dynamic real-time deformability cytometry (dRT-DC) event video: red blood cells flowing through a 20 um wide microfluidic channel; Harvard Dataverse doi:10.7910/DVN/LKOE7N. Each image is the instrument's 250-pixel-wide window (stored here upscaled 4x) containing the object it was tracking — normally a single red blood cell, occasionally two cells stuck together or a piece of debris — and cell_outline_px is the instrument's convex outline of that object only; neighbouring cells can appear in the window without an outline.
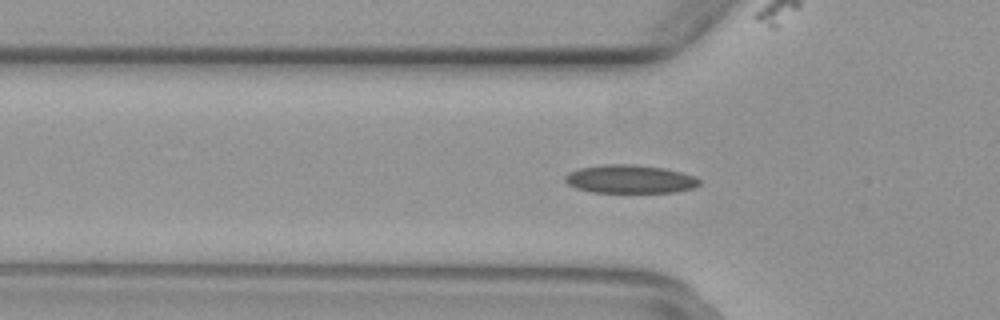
{"species": "common noctule bat (a hibernating species)", "species_latin": "Nyctalus noctula", "temperature_condition": "warm", "stored_images_in_passage": 27, "camera_frame_rate_fps": 3000, "um_per_image_px": 0.085, "animal": {"sex": "female", "body_mass_g": 29.2, "forearm_length_mm": 56.3}, "frame": {"image": 1, "passage_image": 7, "time_ms": 2.0, "image_size_px": [1000, 320], "cell_outline_px": [[700, 184], [692, 188], [676, 192], [592, 192], [576, 188], [568, 184], [564, 180], [564, 176], [568, 172], [580, 168], [604, 164], [632, 164], [664, 168], [696, 176], [700, 180]], "centroid_in_image_um": [53.53, 15.22], "position_along_channel_um": 72.3, "area_um2": 22.2}}
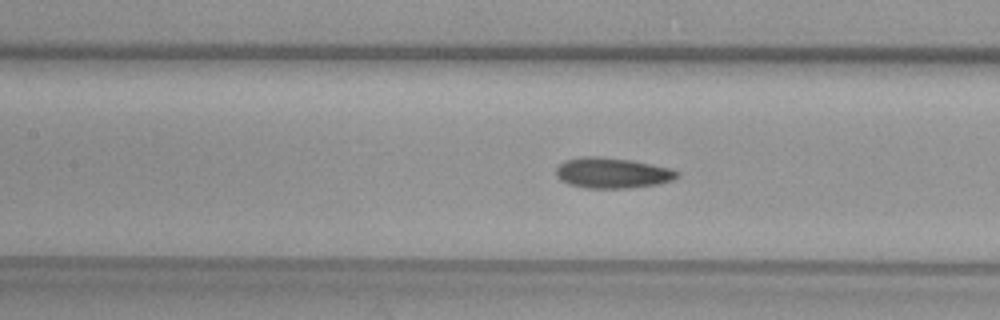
{"frame": {"image": 2, "passage_image": 13, "time_ms": 4.0, "image_size_px": [1000, 320], "cell_outline_px": [[680, 176], [672, 180], [660, 184], [628, 188], [584, 188], [568, 184], [560, 180], [556, 176], [556, 168], [564, 160], [584, 156], [596, 156], [632, 160], [672, 168], [680, 172]], "centroid_in_image_um": [52.06, 14.7], "position_along_channel_um": 155.3, "area_um2": 21.85}}
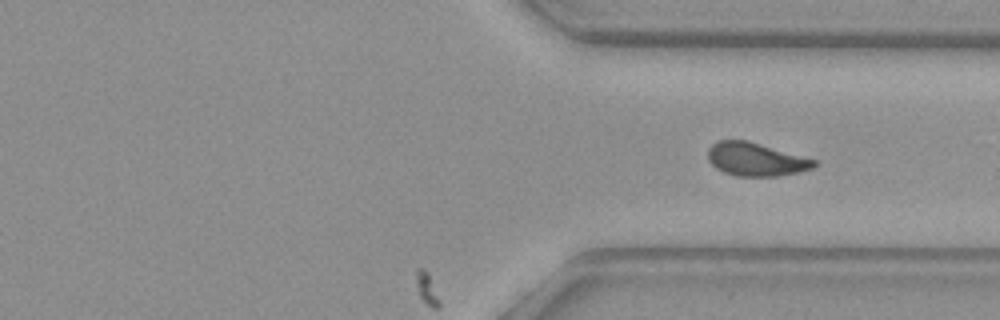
{"frame": {"image": 3, "passage_image": 27, "time_ms": 8.667, "image_size_px": [1000, 320], "cell_outline_px": [[816, 164], [812, 168], [800, 172], [776, 176], [736, 176], [724, 172], [716, 168], [708, 160], [708, 148], [712, 144], [720, 140], [748, 140], [816, 160]], "centroid_in_image_um": [64.22, 13.54], "position_along_channel_um": 347.2, "area_um2": 20.52}}